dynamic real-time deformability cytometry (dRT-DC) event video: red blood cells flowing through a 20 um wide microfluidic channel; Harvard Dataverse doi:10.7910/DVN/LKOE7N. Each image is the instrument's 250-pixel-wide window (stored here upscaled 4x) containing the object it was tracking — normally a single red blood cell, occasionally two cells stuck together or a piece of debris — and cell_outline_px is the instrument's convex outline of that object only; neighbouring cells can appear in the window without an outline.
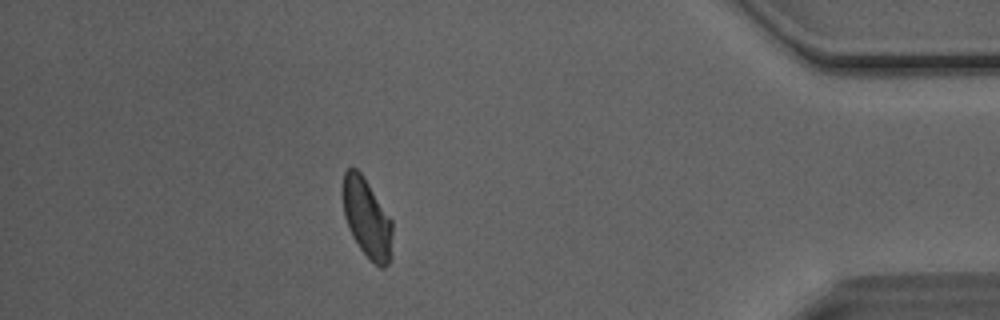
{"species": "Egyptian fruit bat (a non-hibernating species)", "species_latin": "Rousettus aegyptiacus", "temperature_condition": "room temperature", "stored_images_in_passage": 49, "camera_frame_rate_fps": 3000, "um_per_image_px": 0.085, "animal": {"sex": "male"}, "frame": {"image": 1, "passage_image": 42, "time_ms": 13.667, "image_size_px": [1000, 320], "cell_outline_px": [[392, 260], [384, 268], [380, 268], [360, 248], [352, 236], [348, 228], [344, 216], [340, 192], [344, 172], [348, 168], [356, 168], [360, 172], [392, 220]], "centroid_in_image_um": [31.16, 18.54], "position_along_channel_um": 404.0, "area_um2": 23.18}, "authors_computed_cell_mechanics": {"area_um2": 24.2182, "velocity_mm_per_s": 4.0684, "shape_relaxation_time_tau1_ms": 5.9814, "shape_relaxation_time_tau2_ms": 0.9516, "deformation_change_tau1": 0.1187, "deformation_change_tau2": 0.0435}}